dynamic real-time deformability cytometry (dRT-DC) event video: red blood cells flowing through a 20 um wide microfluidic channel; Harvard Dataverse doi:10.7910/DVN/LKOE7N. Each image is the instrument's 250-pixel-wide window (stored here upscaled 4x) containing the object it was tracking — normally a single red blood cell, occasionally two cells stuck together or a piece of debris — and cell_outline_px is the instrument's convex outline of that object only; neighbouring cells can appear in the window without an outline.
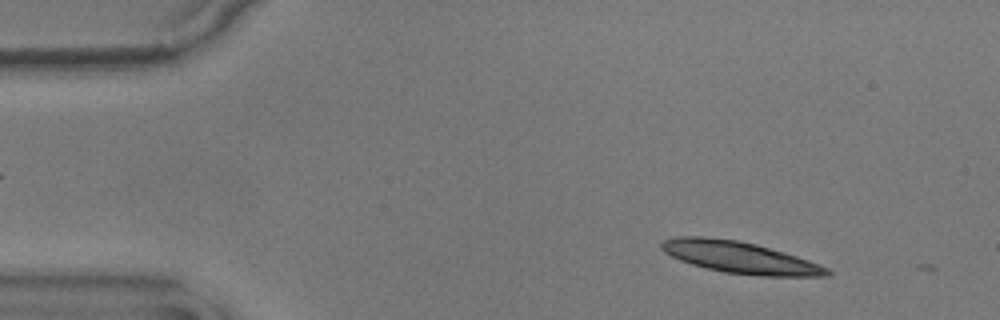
{"species": "common noctule bat (a hibernating species)", "species_latin": "Nyctalus noctula", "temperature_condition": "warm", "stored_images_in_passage": 3, "camera_frame_rate_fps": 3000, "um_per_image_px": 0.085, "animal": {"sex": "male", "body_mass_g": 17.9}, "frame": {"image": 1, "passage_image": 2, "time_ms": 0.333, "image_size_px": [1000, 320], "cell_outline_px": [[832, 272], [828, 276], [760, 276], [724, 272], [692, 264], [680, 260], [664, 252], [660, 248], [660, 244], [664, 240], [676, 236], [704, 236], [736, 240], [756, 244], [784, 252], [808, 260], [828, 268]], "centroid_in_image_um": [62.87, 21.87], "position_along_channel_um": 22.1, "area_um2": 30.4}}